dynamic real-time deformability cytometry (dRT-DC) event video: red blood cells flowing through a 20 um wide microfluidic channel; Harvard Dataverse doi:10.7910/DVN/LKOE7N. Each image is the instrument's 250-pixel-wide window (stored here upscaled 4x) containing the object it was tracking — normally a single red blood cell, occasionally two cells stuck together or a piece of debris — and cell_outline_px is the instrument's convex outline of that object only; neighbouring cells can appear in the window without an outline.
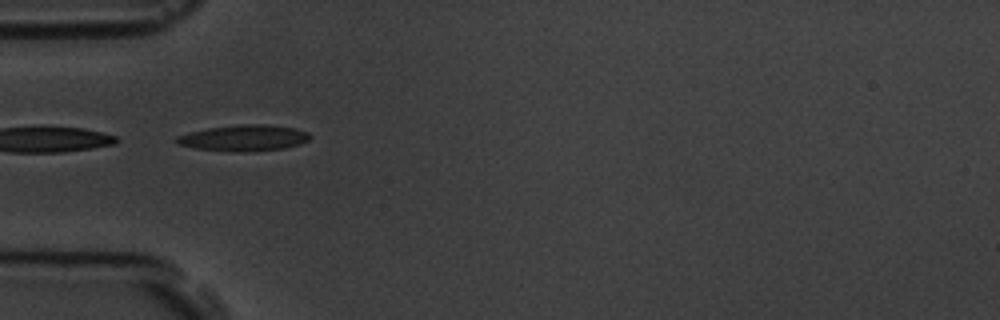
{"species": "common noctule bat (a hibernating species)", "species_latin": "Nyctalus noctula", "temperature_condition": "room temperature", "stored_images_in_passage": 5, "camera_frame_rate_fps": 3000, "um_per_image_px": 0.085, "animal": {"sex": "male", "body_mass_g": 19.5, "forearm_length_mm": 54.6}, "frame": {"image": 1, "passage_image": 4, "time_ms": 3.333, "image_size_px": [1000, 320], "cell_outline_px": [[312, 136], [308, 140], [300, 144], [284, 148], [244, 152], [228, 152], [196, 148], [176, 144], [172, 140], [176, 136], [188, 132], [208, 128], [236, 124], [264, 124], [296, 128], [308, 132]], "centroid_in_image_um": [20.68, 11.72], "position_along_channel_um": 64.3, "area_um2": 20.63}}
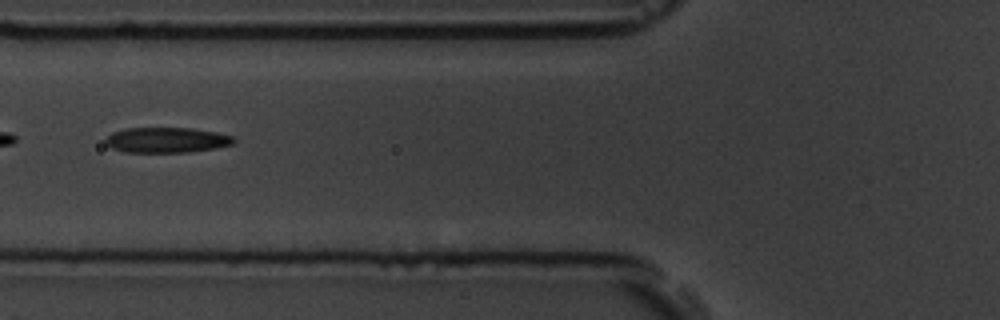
{"frame": {"image": 2, "passage_image": 5, "time_ms": 4.667, "image_size_px": [1000, 320], "cell_outline_px": [[236, 140], [232, 144], [216, 148], [188, 152], [124, 152], [112, 148], [104, 140], [112, 132], [124, 128], [192, 128], [216, 132], [232, 136]], "centroid_in_image_um": [14.16, 11.9], "position_along_channel_um": 111.6, "area_um2": 18.9}}